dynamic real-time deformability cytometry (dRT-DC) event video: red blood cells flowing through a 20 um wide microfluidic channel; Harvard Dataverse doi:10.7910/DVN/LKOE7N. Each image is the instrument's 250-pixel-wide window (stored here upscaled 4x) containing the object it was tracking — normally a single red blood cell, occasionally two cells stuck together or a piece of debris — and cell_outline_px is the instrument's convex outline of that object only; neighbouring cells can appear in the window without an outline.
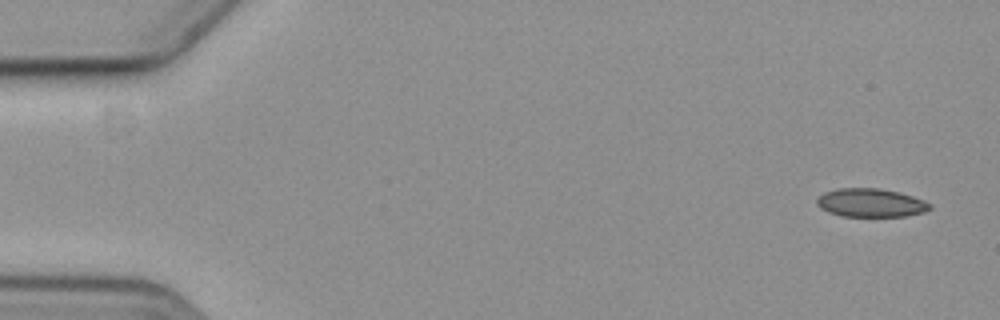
{"species": "common noctule bat (a hibernating species)", "species_latin": "Nyctalus noctula", "temperature_condition": "cold", "stored_images_in_passage": 5, "segment_of_instrument_passage": [1, 2], "camera_frame_rate_fps": 3000, "um_per_image_px": 0.085, "animal": {"sex": "female", "body_mass_g": 19.3, "forearm_length_mm": 54.1}, "frame": {"image": 1, "passage_image": 1, "time_ms": 0.0, "image_size_px": [1000, 320], "cell_outline_px": [[932, 208], [924, 212], [904, 216], [840, 216], [828, 212], [820, 208], [816, 204], [816, 200], [824, 192], [836, 188], [876, 188], [896, 192], [912, 196], [924, 200], [932, 204]], "centroid_in_image_um": [73.99, 17.24], "position_along_channel_um": 11.0, "area_um2": 18.73}}
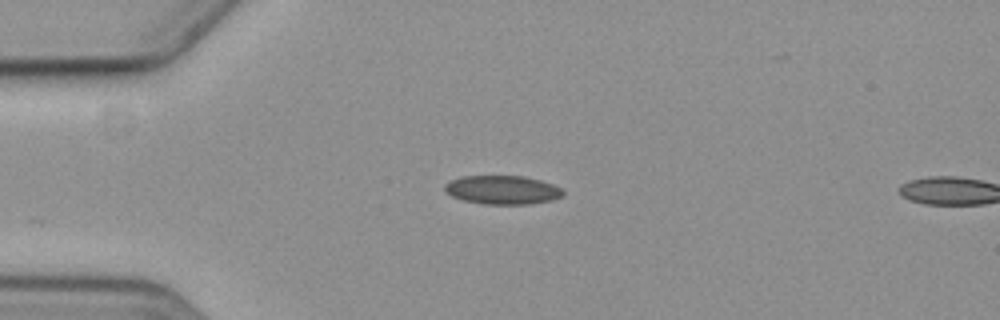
{"frame": {"image": 2, "passage_image": 4, "time_ms": 4.0, "image_size_px": [1000, 320], "cell_outline_px": [[564, 196], [552, 200], [532, 204], [484, 204], [464, 200], [452, 196], [444, 188], [444, 184], [452, 180], [464, 176], [524, 176], [540, 180], [552, 184], [560, 188], [564, 192]], "centroid_in_image_um": [42.74, 16.14], "position_along_channel_um": 42.3, "area_um2": 19.71}}